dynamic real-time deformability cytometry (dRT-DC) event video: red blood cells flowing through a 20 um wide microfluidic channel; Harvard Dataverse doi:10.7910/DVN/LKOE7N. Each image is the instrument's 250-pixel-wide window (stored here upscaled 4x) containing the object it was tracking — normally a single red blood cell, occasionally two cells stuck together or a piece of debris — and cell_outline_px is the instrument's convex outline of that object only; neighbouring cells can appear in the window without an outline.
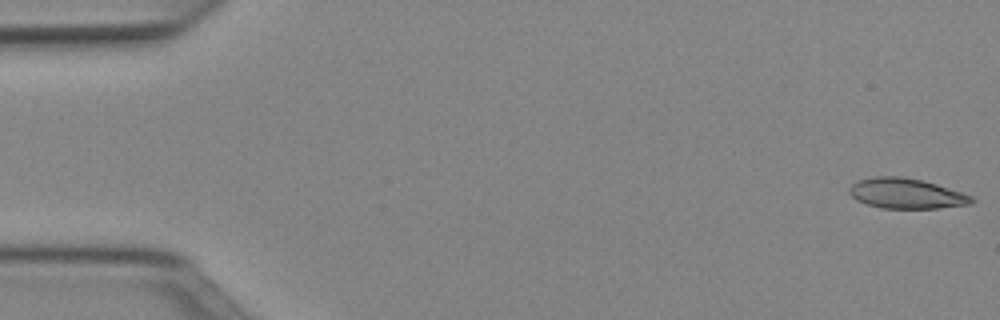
{"species": "Egyptian fruit bat (a non-hibernating species)", "species_latin": "Rousettus aegyptiacus", "temperature_condition": "cold", "stored_images_in_passage": 51, "camera_frame_rate_fps": 3000, "um_per_image_px": 0.085, "animal": {"sex": "female"}, "frame": {"image": 1, "passage_image": 1, "time_ms": 0.0, "image_size_px": [1000, 320], "cell_outline_px": [[976, 200], [972, 204], [940, 208], [880, 208], [856, 200], [848, 192], [848, 188], [852, 184], [860, 180], [872, 176], [900, 176], [924, 180], [972, 196]], "centroid_in_image_um": [77.03, 16.44], "position_along_channel_um": 8.0, "area_um2": 21.62}}
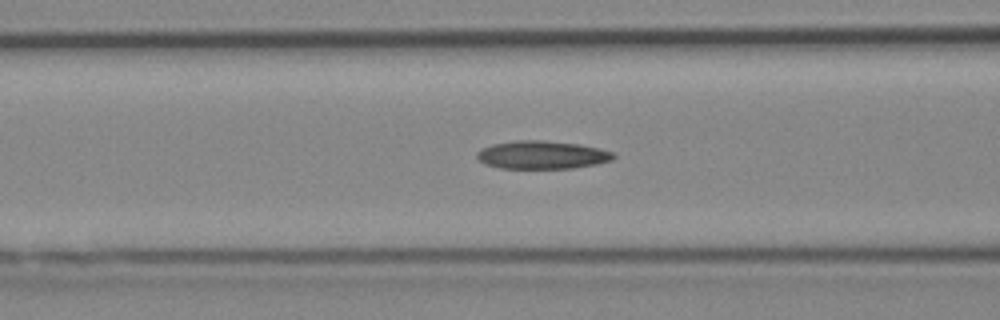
{"frame": {"image": 2, "passage_image": 20, "time_ms": 6.333, "image_size_px": [1000, 320], "cell_outline_px": [[616, 156], [612, 160], [596, 164], [572, 168], [500, 168], [484, 164], [476, 156], [476, 152], [492, 144], [516, 140], [544, 140], [580, 144], [600, 148], [612, 152]], "centroid_in_image_um": [46.08, 13.16], "position_along_channel_um": 120.5, "area_um2": 22.37}}
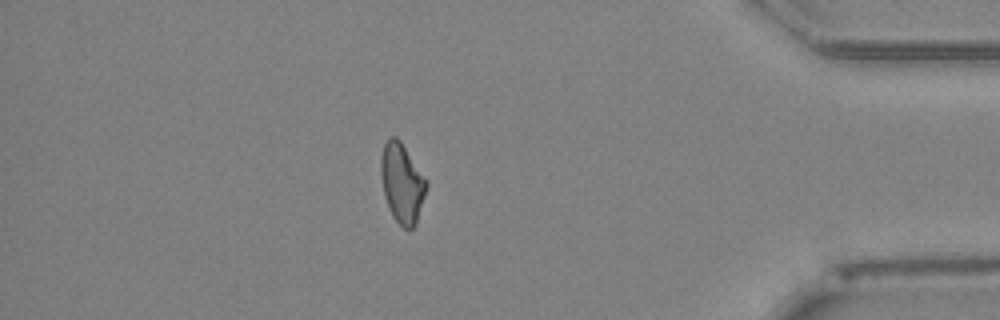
{"frame": {"image": 3, "passage_image": 44, "time_ms": 14.333, "image_size_px": [1000, 320], "cell_outline_px": [[428, 184], [416, 224], [412, 228], [404, 228], [392, 216], [388, 208], [384, 196], [380, 172], [380, 156], [384, 144], [392, 136], [396, 136], [400, 140], [428, 180]], "centroid_in_image_um": [34.17, 15.54], "position_along_channel_um": 401.0, "area_um2": 21.21}, "authors_computed_cell_mechanics": {"area_um2": 21.5594, "velocity_mm_per_s": 3.9895, "shape_relaxation_time_tau1_ms": null, "shape_relaxation_time_tau2_ms": 7.6581, "deformation_change_tau1": null, "deformation_change_tau2": 0.1715}}